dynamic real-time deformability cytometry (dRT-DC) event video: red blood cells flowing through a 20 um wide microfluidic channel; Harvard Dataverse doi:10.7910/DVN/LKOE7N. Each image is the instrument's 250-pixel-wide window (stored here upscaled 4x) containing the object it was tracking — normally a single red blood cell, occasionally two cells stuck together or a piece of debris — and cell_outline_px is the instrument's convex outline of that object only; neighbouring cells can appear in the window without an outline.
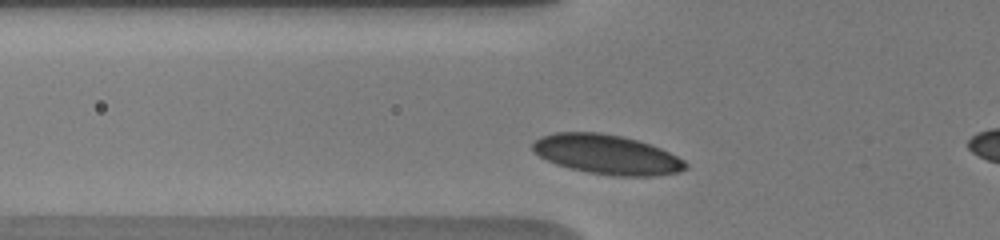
{"species": "human", "species_latin": "Homo sapiens", "temperature_condition": "warm", "stored_images_in_passage": 34, "camera_frame_rate_fps": 3000, "um_per_image_px": 0.085, "donor": {"sex": "male"}, "frame": {"image": 1, "passage_image": 2, "time_ms": 0.333, "image_size_px": [1000, 240], "cell_outline_px": [[688, 168], [680, 172], [656, 176], [616, 176], [588, 172], [556, 164], [532, 152], [532, 144], [540, 136], [556, 132], [600, 132], [620, 136], [636, 140], [660, 148], [684, 160], [688, 164]], "centroid_in_image_um": [51.58, 13.13], "position_along_channel_um": 74.2, "area_um2": 35.08}}
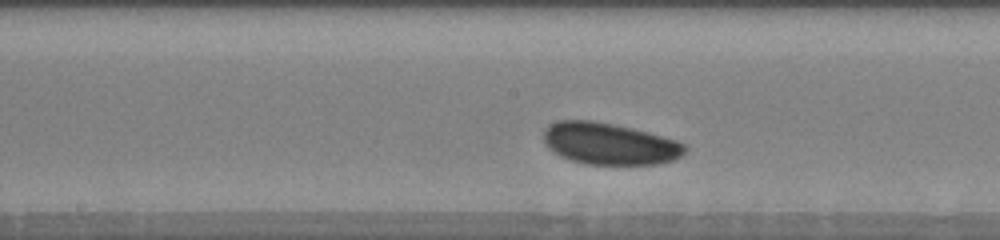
{"frame": {"image": 2, "passage_image": 15, "time_ms": 3.667, "image_size_px": [1000, 240], "cell_outline_px": [[688, 148], [680, 156], [672, 160], [656, 164], [584, 164], [560, 156], [552, 152], [544, 144], [544, 128], [548, 124], [556, 120], [592, 120], [632, 128], [648, 132], [676, 140], [684, 144]], "centroid_in_image_um": [51.75, 12.21], "position_along_channel_um": 196.5, "area_um2": 34.45}}
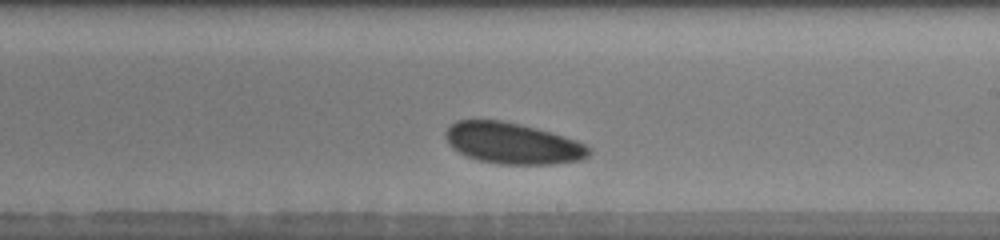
{"frame": {"image": 3, "passage_image": 20, "time_ms": 5.0, "image_size_px": [1000, 240], "cell_outline_px": [[592, 152], [588, 156], [580, 160], [552, 164], [500, 164], [480, 160], [464, 156], [452, 148], [448, 144], [444, 136], [444, 132], [456, 120], [500, 120], [520, 124], [552, 132], [576, 140], [592, 148]], "centroid_in_image_um": [43.56, 12.18], "position_along_channel_um": 245.4, "area_um2": 34.56}, "authors_computed_cell_mechanics": {"area_um2": 34.4488, "velocity_mm_per_s": 3.69, "shape_relaxation_time_tau1_ms": 0.842, "shape_relaxation_time_tau2_ms": null, "deformation_change_tau1": 0.0476, "deformation_change_tau2": null}}